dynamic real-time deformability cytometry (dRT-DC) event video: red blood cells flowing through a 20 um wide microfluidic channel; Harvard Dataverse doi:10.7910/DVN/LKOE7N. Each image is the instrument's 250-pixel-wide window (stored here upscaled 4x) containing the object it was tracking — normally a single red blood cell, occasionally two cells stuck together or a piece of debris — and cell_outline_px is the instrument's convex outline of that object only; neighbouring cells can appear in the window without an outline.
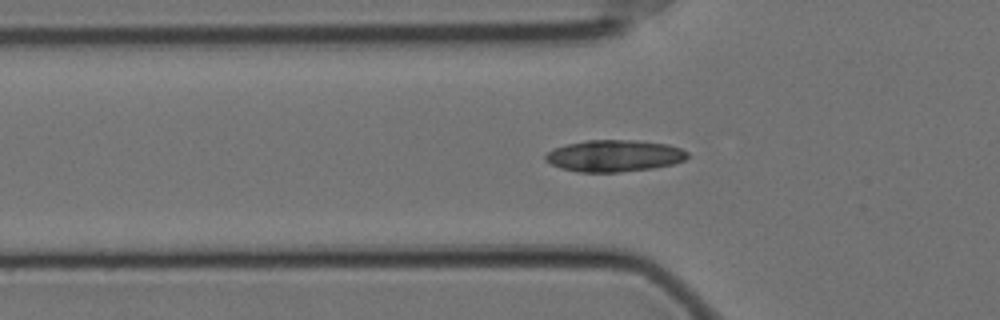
{"species": "Egyptian fruit bat (a non-hibernating species)", "species_latin": "Rousettus aegyptiacus", "temperature_condition": "cold", "stored_images_in_passage": 45, "camera_frame_rate_fps": 3000, "um_per_image_px": 0.085, "animal": {"sex": "female"}, "frame": {"image": 1, "passage_image": 8, "time_ms": 2.333, "image_size_px": [1000, 320], "cell_outline_px": [[688, 156], [684, 160], [672, 164], [652, 168], [620, 172], [576, 172], [560, 168], [544, 160], [544, 156], [552, 148], [564, 144], [588, 140], [636, 140], [668, 144], [680, 148], [688, 152]], "centroid_in_image_um": [52.17, 13.24], "position_along_channel_um": 73.6, "area_um2": 26.41}}
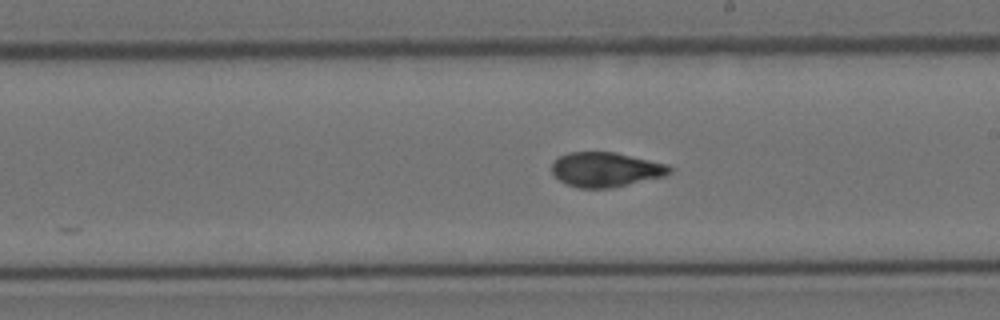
{"frame": {"image": 2, "passage_image": 22, "time_ms": 7.0, "image_size_px": [1000, 320], "cell_outline_px": [[676, 168], [672, 172], [664, 176], [612, 188], [580, 188], [568, 184], [560, 180], [552, 172], [552, 164], [560, 156], [568, 152], [616, 152], [668, 164]], "centroid_in_image_um": [51.55, 14.4], "position_along_channel_um": 237.5, "area_um2": 23.81}}
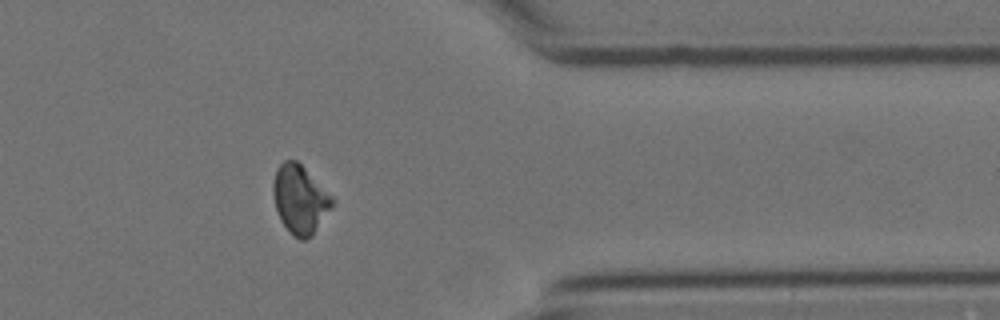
{"frame": {"image": 3, "passage_image": 36, "time_ms": 11.667, "image_size_px": [1000, 320], "cell_outline_px": [[332, 204], [312, 236], [304, 240], [300, 240], [292, 236], [280, 220], [276, 208], [272, 192], [272, 184], [276, 168], [284, 160], [296, 160], [332, 196]], "centroid_in_image_um": [25.44, 16.95], "position_along_channel_um": 386.0, "area_um2": 23.24}, "authors_computed_cell_mechanics": {"area_um2": 24.1026, "velocity_mm_per_s": 3.4939, "shape_relaxation_time_tau1_ms": 8.6167, "shape_relaxation_time_tau2_ms": 1.8215, "deformation_change_tau1": 0.184, "deformation_change_tau2": 0.0623}}